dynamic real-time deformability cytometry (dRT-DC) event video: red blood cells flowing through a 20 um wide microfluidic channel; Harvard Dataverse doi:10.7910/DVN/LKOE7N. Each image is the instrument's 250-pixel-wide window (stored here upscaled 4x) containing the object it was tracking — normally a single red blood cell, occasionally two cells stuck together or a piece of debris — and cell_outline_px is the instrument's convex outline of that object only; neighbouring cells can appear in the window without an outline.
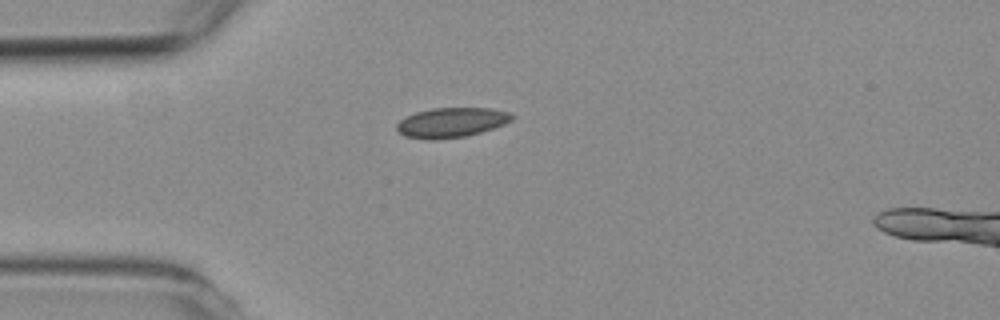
{"species": "common noctule bat (a hibernating species)", "species_latin": "Nyctalus noctula", "temperature_condition": "room temperature", "stored_images_in_passage": 1, "camera_frame_rate_fps": 3000, "um_per_image_px": 0.085, "animal": {"sex": "female", "body_mass_g": 19.3, "forearm_length_mm": 54.1}, "frame": {"image": 1, "passage_image": 1, "time_ms": 0.0, "image_size_px": [1000, 320], "cell_outline_px": [[516, 116], [512, 120], [504, 124], [480, 132], [464, 136], [436, 140], [428, 140], [404, 136], [396, 128], [396, 124], [400, 120], [416, 112], [432, 108], [492, 108], [508, 112]], "centroid_in_image_um": [38.37, 10.41], "position_along_channel_um": 46.6, "area_um2": 19.94}}